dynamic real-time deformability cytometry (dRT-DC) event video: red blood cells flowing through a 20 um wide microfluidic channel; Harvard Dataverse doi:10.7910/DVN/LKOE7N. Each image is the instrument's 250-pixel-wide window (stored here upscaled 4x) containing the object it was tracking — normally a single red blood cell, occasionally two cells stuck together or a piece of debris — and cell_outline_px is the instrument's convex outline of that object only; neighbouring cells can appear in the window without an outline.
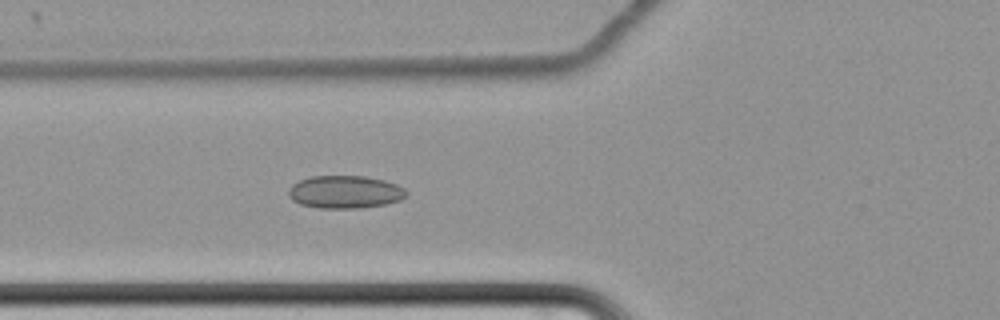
{"species": "common noctule bat (a hibernating species)", "species_latin": "Nyctalus noctula", "temperature_condition": "cold", "stored_images_in_passage": 66, "camera_frame_rate_fps": 3000, "um_per_image_px": 0.085, "animal": {"sex": "female", "body_mass_g": 22.7, "forearm_length_mm": 54.2}, "frame": {"image": 1, "passage_image": 29, "time_ms": 9.333, "image_size_px": [1000, 320], "cell_outline_px": [[408, 192], [400, 200], [384, 204], [360, 208], [320, 208], [300, 204], [292, 200], [288, 196], [288, 188], [292, 184], [300, 180], [312, 176], [364, 176], [384, 180], [396, 184], [404, 188]], "centroid_in_image_um": [29.3, 16.31], "position_along_channel_um": 96.5, "area_um2": 22.48}}
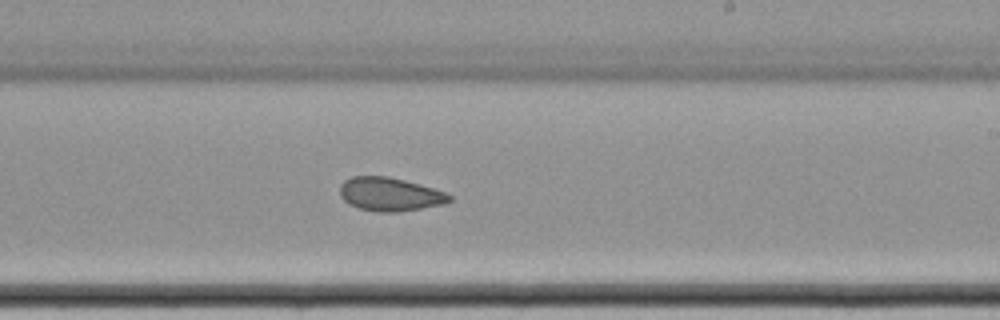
{"frame": {"image": 2, "passage_image": 43, "time_ms": 14.0, "image_size_px": [1000, 320], "cell_outline_px": [[452, 200], [444, 204], [396, 212], [380, 212], [356, 208], [348, 204], [340, 196], [340, 184], [344, 180], [352, 176], [388, 176], [420, 184], [444, 192], [452, 196]], "centroid_in_image_um": [33.1, 16.51], "position_along_channel_um": 255.9, "area_um2": 21.44}}
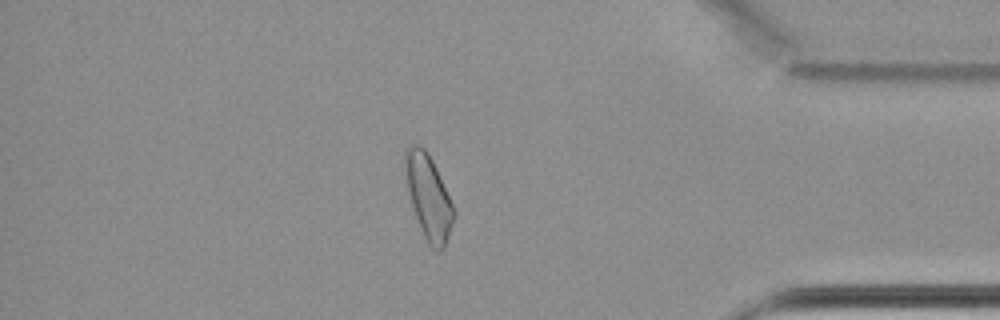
{"frame": {"image": 3, "passage_image": 58, "time_ms": 19.0, "image_size_px": [1000, 320], "cell_outline_px": [[456, 216], [444, 248], [440, 252], [432, 248], [428, 244], [424, 236], [416, 216], [412, 204], [408, 188], [404, 164], [404, 152], [412, 144], [416, 144], [424, 148], [428, 152], [436, 168], [456, 212]], "centroid_in_image_um": [36.45, 16.75], "position_along_channel_um": 398.8, "area_um2": 23.52}, "authors_computed_cell_mechanics": {"area_um2": 23.12, "velocity_mm_per_s": 3.4176, "shape_relaxation_time_tau1_ms": null, "shape_relaxation_time_tau2_ms": 2.1424, "deformation_change_tau1": null, "deformation_change_tau2": 0.0781}}